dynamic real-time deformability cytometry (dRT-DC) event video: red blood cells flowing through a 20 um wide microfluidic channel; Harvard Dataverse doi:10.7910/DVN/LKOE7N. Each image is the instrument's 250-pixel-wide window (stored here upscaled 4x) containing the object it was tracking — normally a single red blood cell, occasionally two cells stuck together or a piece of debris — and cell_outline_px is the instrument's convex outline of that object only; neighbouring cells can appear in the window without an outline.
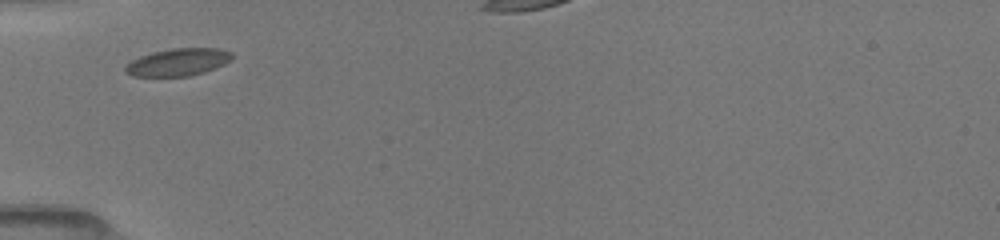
{"species": "common noctule bat (a hibernating species)", "species_latin": "Nyctalus noctula", "temperature_condition": "room temperature", "stored_images_in_passage": 3, "camera_frame_rate_fps": 3000, "um_per_image_px": 0.085, "animal": {"sex": "female", "body_mass_g": 19.5, "forearm_length_mm": 54.1}, "frame": {"image": 1, "passage_image": 1, "time_ms": 0.0, "image_size_px": [1000, 240], "cell_outline_px": [[236, 56], [232, 60], [224, 64], [204, 72], [188, 76], [132, 76], [124, 72], [124, 68], [132, 60], [140, 56], [152, 52], [172, 48], [220, 48], [232, 52]], "centroid_in_image_um": [15.17, 5.27], "position_along_channel_um": 69.8, "area_um2": 17.17}}